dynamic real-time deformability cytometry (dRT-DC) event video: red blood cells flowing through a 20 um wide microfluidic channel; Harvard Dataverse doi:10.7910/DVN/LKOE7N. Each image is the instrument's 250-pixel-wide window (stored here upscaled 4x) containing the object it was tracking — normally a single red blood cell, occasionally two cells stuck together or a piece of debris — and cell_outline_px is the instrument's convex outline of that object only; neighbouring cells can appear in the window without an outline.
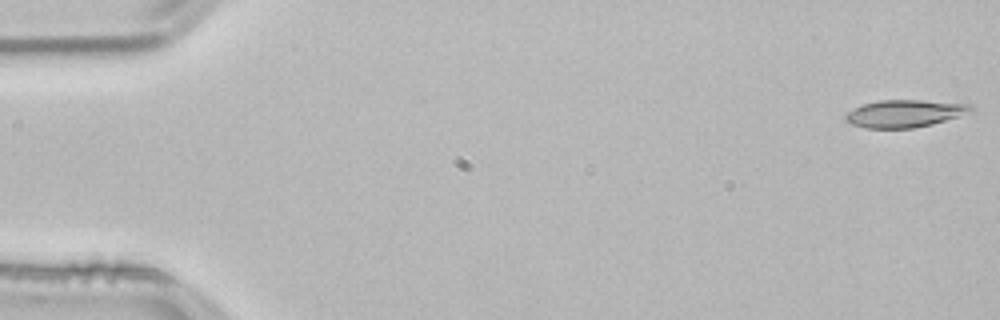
{"species": "common noctule bat (a hibernating species)", "species_latin": "Nyctalus noctula", "temperature_condition": "room temperature", "stored_images_in_passage": 53, "camera_frame_rate_fps": 3000, "um_per_image_px": 0.085, "animal": {"sex": "male", "body_mass_g": 21.5, "forearm_length_mm": 52.0}, "frame": {"image": 1, "passage_image": 1, "time_ms": 0.0, "image_size_px": [1000, 320], "cell_outline_px": [[976, 108], [956, 116], [932, 124], [912, 128], [864, 128], [852, 124], [844, 116], [848, 112], [864, 104], [880, 100], [920, 100], [972, 104]], "centroid_in_image_um": [76.89, 9.64], "position_along_channel_um": 8.1, "area_um2": 19.59}}
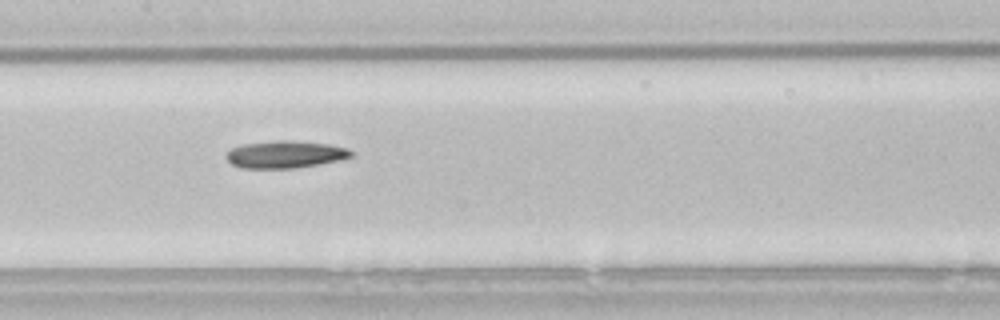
{"frame": {"image": 2, "passage_image": 26, "time_ms": 8.333, "image_size_px": [1000, 320], "cell_outline_px": [[356, 152], [352, 156], [320, 164], [296, 168], [240, 168], [232, 164], [224, 156], [232, 148], [240, 144], [280, 140], [292, 140], [332, 144], [348, 148]], "centroid_in_image_um": [24.26, 13.11], "position_along_channel_um": 183.1, "area_um2": 20.06}}
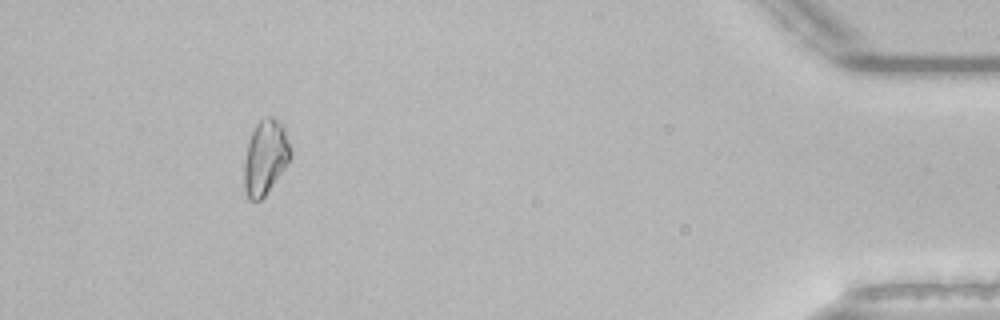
{"frame": {"image": 3, "passage_image": 49, "time_ms": 16.0, "image_size_px": [1000, 320], "cell_outline_px": [[292, 156], [284, 168], [264, 196], [260, 200], [248, 200], [244, 188], [244, 160], [248, 144], [252, 132], [256, 124], [260, 120], [268, 116], [272, 116], [284, 128], [292, 152]], "centroid_in_image_um": [22.54, 13.38], "position_along_channel_um": 412.7, "area_um2": 19.88}}